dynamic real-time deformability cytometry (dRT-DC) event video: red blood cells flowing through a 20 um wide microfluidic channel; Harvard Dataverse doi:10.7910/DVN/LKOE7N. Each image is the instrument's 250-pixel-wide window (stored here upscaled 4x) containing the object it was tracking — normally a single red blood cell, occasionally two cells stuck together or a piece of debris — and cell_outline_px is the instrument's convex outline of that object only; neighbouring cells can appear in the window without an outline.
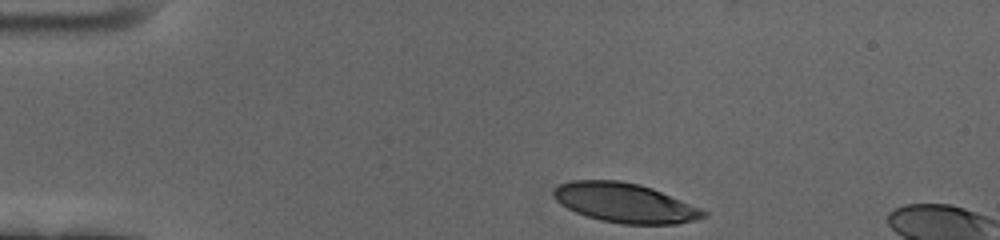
{"species": "human", "species_latin": "Homo sapiens", "temperature_condition": "cold", "stored_images_in_passage": 9, "camera_frame_rate_fps": 3000, "um_per_image_px": 0.085, "donor": {"sex": "female"}, "frame": {"image": 1, "passage_image": 1, "time_ms": 0.0, "image_size_px": [1000, 240], "cell_outline_px": [[708, 216], [676, 224], [624, 224], [600, 220], [576, 212], [560, 204], [552, 196], [552, 188], [560, 184], [572, 180], [620, 180], [640, 184], [652, 188], [700, 208], [708, 212]], "centroid_in_image_um": [53.08, 17.23], "position_along_channel_um": 31.9, "area_um2": 34.39}}